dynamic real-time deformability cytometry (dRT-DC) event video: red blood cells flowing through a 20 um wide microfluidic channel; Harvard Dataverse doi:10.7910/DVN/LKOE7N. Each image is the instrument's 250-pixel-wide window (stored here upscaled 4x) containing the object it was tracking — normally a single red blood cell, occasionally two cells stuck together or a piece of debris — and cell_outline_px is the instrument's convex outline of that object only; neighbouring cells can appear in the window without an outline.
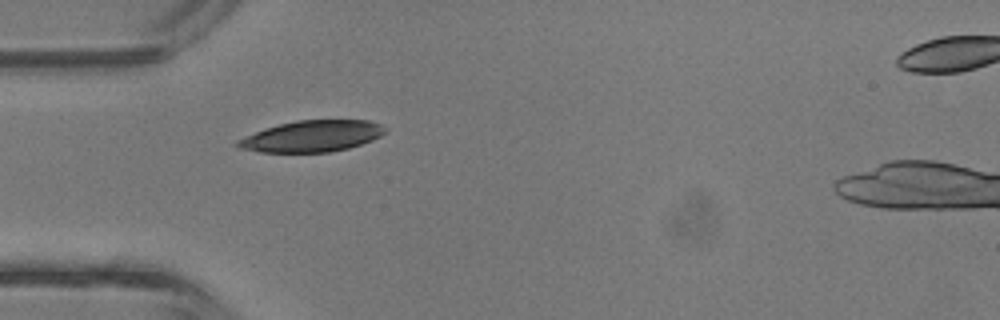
{"species": "common noctule bat (a hibernating species)", "species_latin": "Nyctalus noctula", "temperature_condition": "room temperature", "stored_images_in_passage": 3, "camera_frame_rate_fps": 3000, "um_per_image_px": 0.085, "animal": {"sex": "male", "body_mass_g": 13.3}, "frame": {"image": 1, "passage_image": 2, "time_ms": 0.333, "image_size_px": [1000, 320], "cell_outline_px": [[384, 132], [380, 136], [372, 140], [348, 148], [328, 152], [260, 152], [240, 148], [232, 144], [236, 140], [244, 136], [264, 128], [296, 120], [368, 120], [380, 124], [384, 128]], "centroid_in_image_um": [26.45, 11.57], "position_along_channel_um": 58.6, "area_um2": 26.82}}